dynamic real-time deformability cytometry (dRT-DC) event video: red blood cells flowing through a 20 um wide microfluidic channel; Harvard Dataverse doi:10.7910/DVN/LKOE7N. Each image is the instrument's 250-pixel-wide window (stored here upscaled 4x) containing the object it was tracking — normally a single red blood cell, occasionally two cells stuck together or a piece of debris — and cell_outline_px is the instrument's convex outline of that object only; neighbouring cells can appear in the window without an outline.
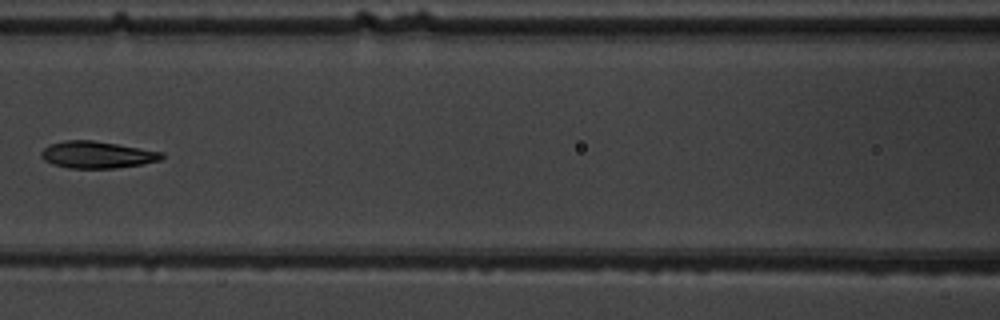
{"species": "common noctule bat (a hibernating species)", "species_latin": "Nyctalus noctula", "temperature_condition": "warm", "stored_images_in_passage": 9, "camera_frame_rate_fps": 3000, "um_per_image_px": 0.085, "animal": {"sex": "male", "body_mass_g": 19.5, "forearm_length_mm": 54.6}, "frame": {"image": 1, "passage_image": 8, "time_ms": 8.0, "image_size_px": [1000, 320], "cell_outline_px": [[164, 156], [160, 160], [144, 164], [116, 168], [68, 168], [52, 164], [44, 160], [40, 156], [40, 152], [48, 144], [64, 140], [92, 140], [164, 152]], "centroid_in_image_um": [8.23, 13.15], "position_along_channel_um": 158.4, "area_um2": 19.02}}
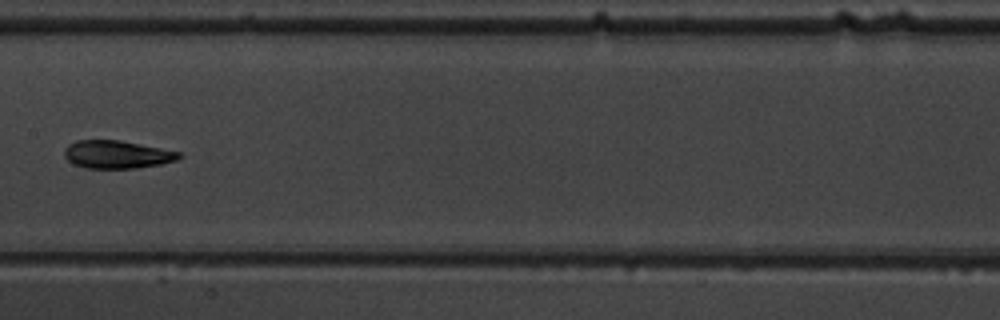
{"frame": {"image": 2, "passage_image": 9, "time_ms": 9.0, "image_size_px": [1000, 320], "cell_outline_px": [[184, 156], [176, 160], [160, 164], [136, 168], [88, 168], [76, 164], [68, 160], [64, 156], [64, 148], [68, 144], [76, 140], [120, 140], [180, 152]], "centroid_in_image_um": [9.94, 13.12], "position_along_channel_um": 197.5, "area_um2": 18.55}}